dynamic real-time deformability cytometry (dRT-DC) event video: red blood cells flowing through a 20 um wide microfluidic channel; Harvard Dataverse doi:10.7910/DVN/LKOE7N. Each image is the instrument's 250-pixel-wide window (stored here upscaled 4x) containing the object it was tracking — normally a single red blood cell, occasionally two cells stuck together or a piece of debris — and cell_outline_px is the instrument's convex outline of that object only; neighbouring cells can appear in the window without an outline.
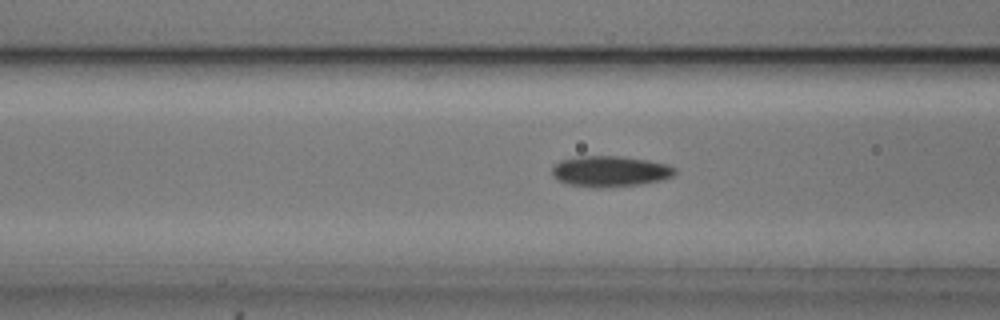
{"species": "common noctule bat (a hibernating species)", "species_latin": "Nyctalus noctula", "temperature_condition": "cold", "stored_images_in_passage": 42, "camera_frame_rate_fps": 3000, "um_per_image_px": 0.085, "animal": {"sex": "male", "body_mass_g": 20.5, "forearm_length_mm": 52.5}, "frame": {"image": 1, "passage_image": 21, "time_ms": 6.667, "image_size_px": [1000, 320], "cell_outline_px": [[676, 172], [672, 176], [664, 180], [640, 184], [604, 188], [596, 188], [568, 184], [556, 180], [552, 176], [552, 168], [560, 160], [580, 156], [620, 156], [648, 160], [668, 164], [676, 168]], "centroid_in_image_um": [51.86, 14.57], "position_along_channel_um": 114.7, "area_um2": 22.31}}
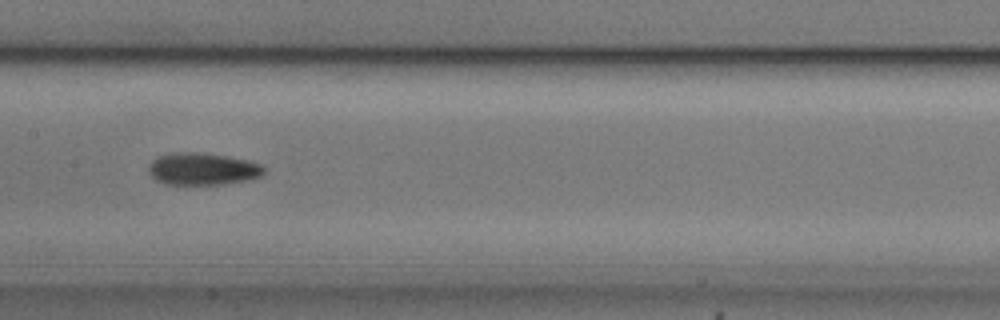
{"frame": {"image": 2, "passage_image": 27, "time_ms": 8.667, "image_size_px": [1000, 320], "cell_outline_px": [[268, 168], [260, 176], [248, 180], [224, 184], [164, 184], [156, 180], [148, 172], [148, 164], [156, 156], [172, 152], [200, 152], [228, 156], [248, 160], [260, 164]], "centroid_in_image_um": [17.21, 14.35], "position_along_channel_um": 190.2, "area_um2": 21.96}}
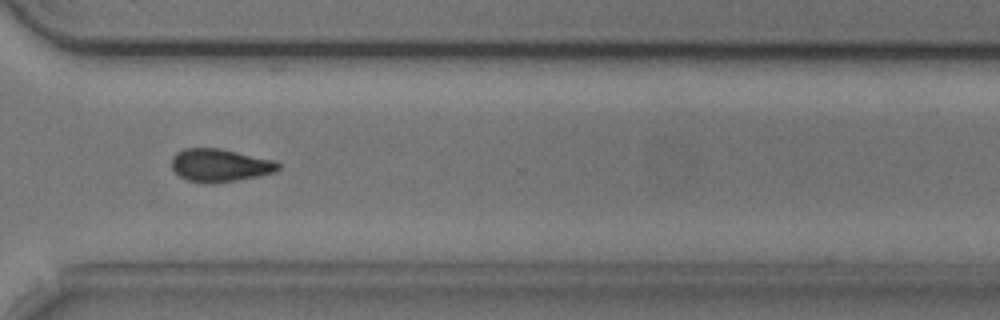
{"frame": {"image": 3, "passage_image": 40, "time_ms": 13.0, "image_size_px": [1000, 320], "cell_outline_px": [[280, 168], [276, 172], [260, 176], [240, 180], [212, 184], [204, 184], [188, 180], [180, 176], [172, 168], [172, 156], [176, 152], [184, 148], [220, 148], [276, 160], [280, 164]], "centroid_in_image_um": [18.72, 14.06], "position_along_channel_um": 351.9, "area_um2": 20.87}, "authors_computed_cell_mechanics": {"area_um2": 21.0392, "velocity_mm_per_s": 3.7486, "shape_relaxation_time_tau1_ms": 9.2797, "shape_relaxation_time_tau2_ms": 4.5674, "deformation_change_tau1": 0.1419, "deformation_change_tau2": 0.086}}